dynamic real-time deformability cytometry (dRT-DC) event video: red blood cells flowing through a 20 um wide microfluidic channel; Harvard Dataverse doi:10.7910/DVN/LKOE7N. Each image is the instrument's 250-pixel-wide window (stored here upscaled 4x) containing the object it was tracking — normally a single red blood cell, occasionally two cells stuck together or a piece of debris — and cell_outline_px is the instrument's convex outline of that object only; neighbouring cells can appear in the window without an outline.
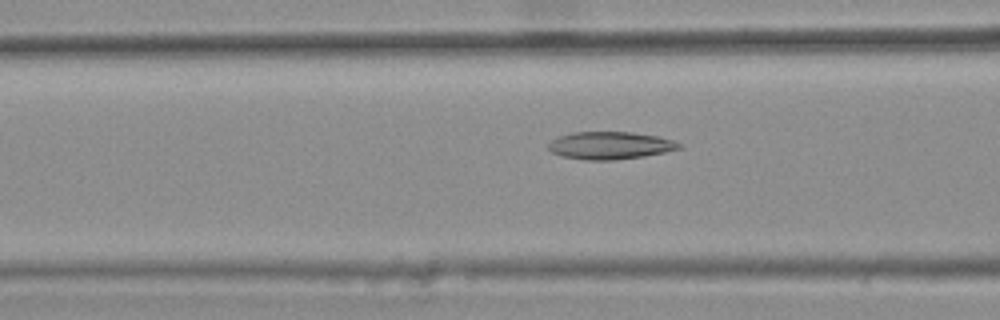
{"species": "common noctule bat (a hibernating species)", "species_latin": "Nyctalus noctula", "temperature_condition": "warm", "stored_images_in_passage": 36, "camera_frame_rate_fps": 3000, "um_per_image_px": 0.085, "animal": {"sex": "female", "body_mass_g": 25.1}, "frame": {"image": 1, "passage_image": 9, "time_ms": 2.667, "image_size_px": [1000, 320], "cell_outline_px": [[684, 144], [680, 148], [664, 152], [644, 156], [612, 160], [584, 160], [564, 156], [552, 152], [548, 148], [548, 144], [552, 140], [560, 136], [572, 132], [632, 132], [656, 136], [672, 140]], "centroid_in_image_um": [51.86, 12.36], "position_along_channel_um": 114.7, "area_um2": 20.81}}
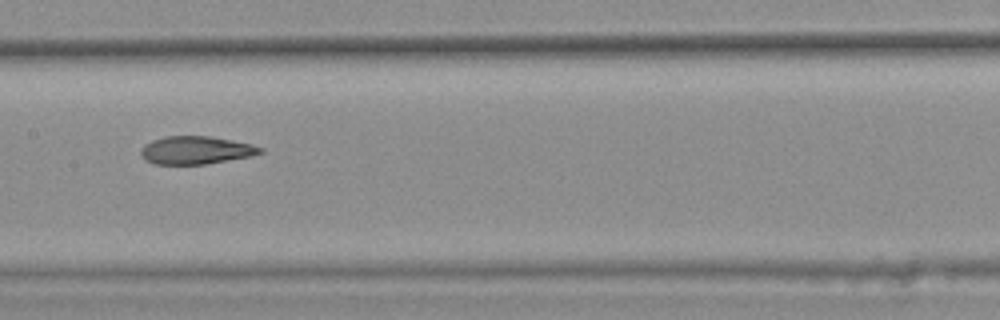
{"frame": {"image": 2, "passage_image": 15, "time_ms": 4.667, "image_size_px": [1000, 320], "cell_outline_px": [[264, 152], [248, 156], [204, 164], [152, 164], [144, 160], [140, 152], [140, 148], [144, 144], [152, 140], [164, 136], [208, 136], [232, 140], [252, 144], [264, 148]], "centroid_in_image_um": [16.6, 12.76], "position_along_channel_um": 190.8, "area_um2": 19.42}}
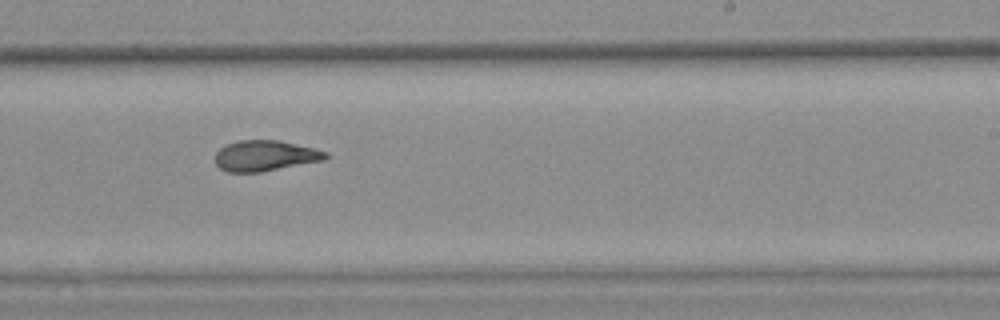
{"frame": {"image": 3, "passage_image": 21, "time_ms": 6.667, "image_size_px": [1000, 320], "cell_outline_px": [[328, 156], [324, 160], [260, 172], [228, 172], [220, 168], [216, 164], [216, 152], [220, 148], [228, 144], [240, 140], [280, 140], [328, 152]], "centroid_in_image_um": [22.53, 13.24], "position_along_channel_um": 266.5, "area_um2": 19.54}, "authors_computed_cell_mechanics": {"area_um2": 20.2011, "velocity_mm_per_s": 3.797, "shape_relaxation_time_tau1_ms": null, "shape_relaxation_time_tau2_ms": 1.8182, "deformation_change_tau1": null, "deformation_change_tau2": 0.0931}}